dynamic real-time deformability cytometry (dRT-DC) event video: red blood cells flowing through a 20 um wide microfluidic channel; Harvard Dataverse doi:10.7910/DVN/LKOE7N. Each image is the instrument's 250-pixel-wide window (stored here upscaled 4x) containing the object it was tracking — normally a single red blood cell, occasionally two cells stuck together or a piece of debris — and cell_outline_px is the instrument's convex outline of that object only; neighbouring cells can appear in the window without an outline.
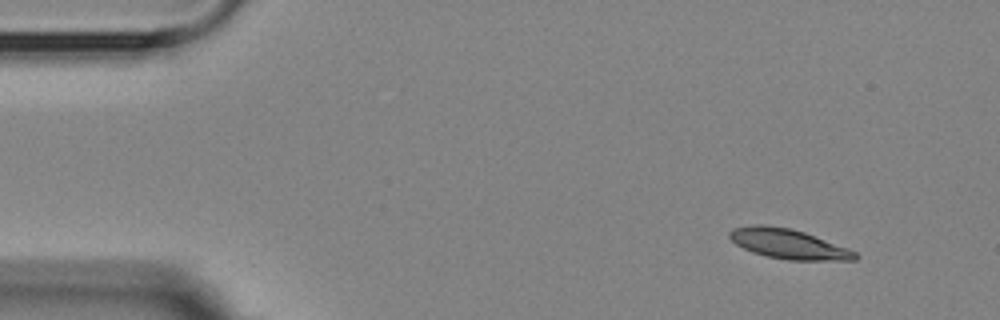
{"species": "Egyptian fruit bat (a non-hibernating species)", "species_latin": "Rousettus aegyptiacus", "temperature_condition": "room temperature", "stored_images_in_passage": 4, "camera_frame_rate_fps": 3000, "um_per_image_px": 0.085, "animal": {"sex": "female"}, "frame": {"image": 1, "passage_image": 1, "time_ms": 0.0, "image_size_px": [1000, 320], "cell_outline_px": [[860, 256], [856, 260], [788, 260], [768, 256], [752, 252], [736, 244], [728, 236], [728, 232], [732, 228], [752, 224], [764, 224], [792, 228], [804, 232], [848, 248], [856, 252]], "centroid_in_image_um": [67.0, 20.72], "position_along_channel_um": 18.0, "area_um2": 21.91}}
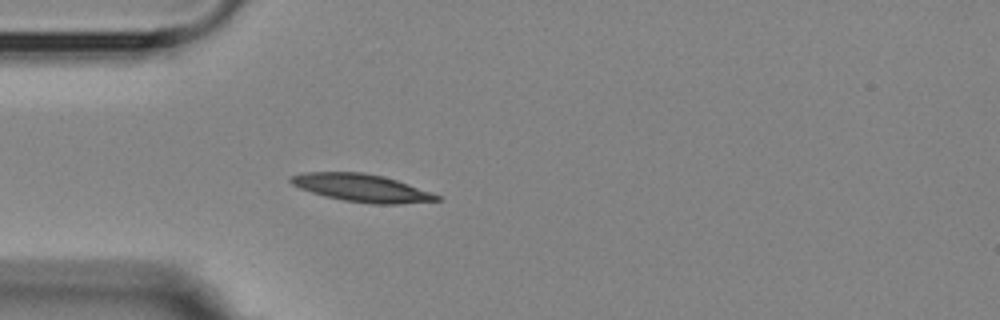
{"frame": {"image": 2, "passage_image": 4, "time_ms": 3.333, "image_size_px": [1000, 320], "cell_outline_px": [[440, 200], [400, 204], [372, 204], [344, 200], [324, 196], [300, 188], [292, 184], [288, 180], [288, 176], [304, 172], [364, 172], [396, 180], [432, 192], [440, 196]], "centroid_in_image_um": [30.71, 15.97], "position_along_channel_um": 54.3, "area_um2": 23.47}}